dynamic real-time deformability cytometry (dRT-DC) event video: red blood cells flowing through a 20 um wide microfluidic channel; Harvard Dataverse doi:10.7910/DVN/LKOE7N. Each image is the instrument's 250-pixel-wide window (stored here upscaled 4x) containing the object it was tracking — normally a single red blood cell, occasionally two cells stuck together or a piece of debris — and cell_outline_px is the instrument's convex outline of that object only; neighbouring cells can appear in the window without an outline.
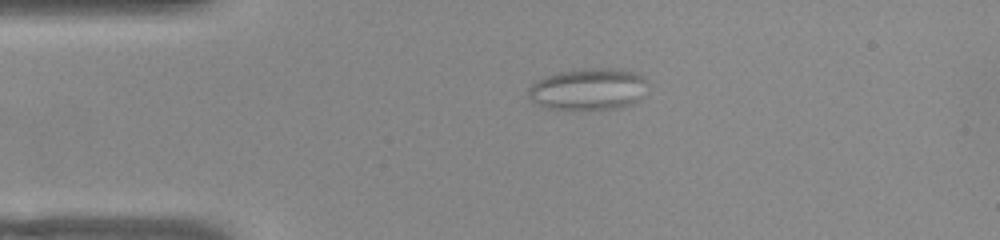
{"species": "common noctule bat (a hibernating species)", "species_latin": "Nyctalus noctula", "temperature_condition": "warm", "stored_images_in_passage": 42, "camera_frame_rate_fps": 3000, "um_per_image_px": 0.085, "animal": {"sex": "female", "body_mass_g": 22.0, "forearm_length_mm": 56.7}, "frame": {"image": 1, "passage_image": 1, "time_ms": 0.0, "image_size_px": [1000, 240], "cell_outline_px": [[648, 80], [636, 100], [632, 104], [624, 108], [544, 108], [536, 104], [528, 96], [528, 88], [536, 80], [556, 72], [592, 68], [608, 68], [636, 72], [644, 76]], "centroid_in_image_um": [49.97, 7.56], "position_along_channel_um": 35.0, "area_um2": 28.61}}
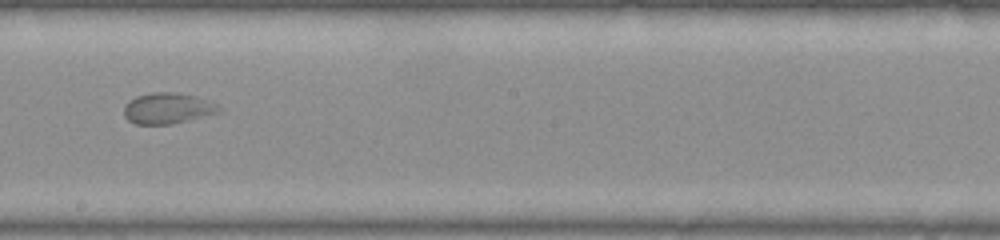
{"frame": {"image": 2, "passage_image": 19, "time_ms": 6.0, "image_size_px": [1000, 240], "cell_outline_px": [[224, 108], [220, 112], [172, 124], [136, 124], [128, 120], [124, 116], [124, 104], [128, 100], [136, 96], [156, 92], [172, 92], [192, 96], [216, 104]], "centroid_in_image_um": [14.21, 9.22], "position_along_channel_um": 234.0, "area_um2": 16.94}}
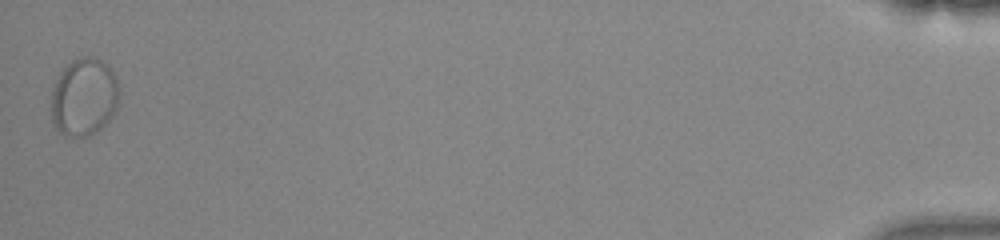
{"frame": {"image": 3, "passage_image": 42, "time_ms": 13.667, "image_size_px": [1000, 240], "cell_outline_px": [[120, 92], [116, 108], [112, 116], [96, 132], [88, 136], [64, 136], [52, 124], [52, 88], [60, 72], [72, 60], [80, 56], [92, 56], [108, 64], [112, 68], [120, 88]], "centroid_in_image_um": [7.15, 8.23], "position_along_channel_um": 428.0, "area_um2": 31.15}}